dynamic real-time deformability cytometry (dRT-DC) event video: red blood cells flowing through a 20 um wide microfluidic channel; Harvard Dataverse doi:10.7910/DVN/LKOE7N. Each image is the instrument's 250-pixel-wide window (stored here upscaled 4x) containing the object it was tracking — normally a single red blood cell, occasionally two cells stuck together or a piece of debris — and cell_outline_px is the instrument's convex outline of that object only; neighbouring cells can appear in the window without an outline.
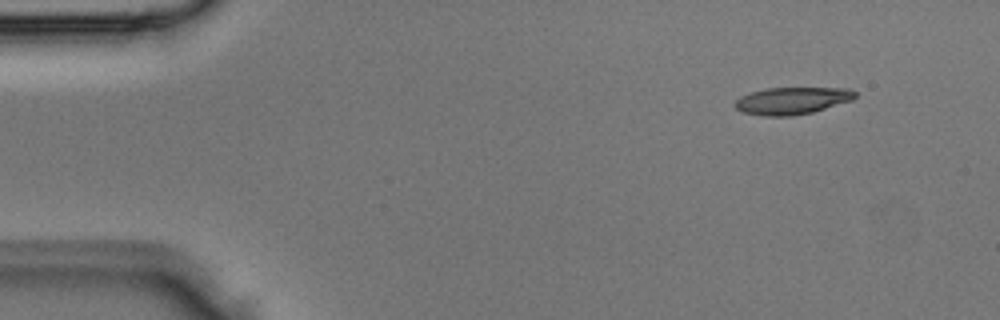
{"species": "Egyptian fruit bat (a non-hibernating species)", "species_latin": "Rousettus aegyptiacus", "temperature_condition": "room temperature", "stored_images_in_passage": 3, "camera_frame_rate_fps": 3000, "um_per_image_px": 0.085, "animal": {"sex": "male"}, "frame": {"image": 1, "passage_image": 1, "time_ms": 0.0, "image_size_px": [1000, 320], "cell_outline_px": [[856, 96], [852, 100], [812, 112], [788, 116], [764, 116], [744, 112], [736, 108], [732, 104], [740, 96], [752, 92], [768, 88], [848, 88], [856, 92]], "centroid_in_image_um": [67.31, 8.55], "position_along_channel_um": 17.7, "area_um2": 18.84}}